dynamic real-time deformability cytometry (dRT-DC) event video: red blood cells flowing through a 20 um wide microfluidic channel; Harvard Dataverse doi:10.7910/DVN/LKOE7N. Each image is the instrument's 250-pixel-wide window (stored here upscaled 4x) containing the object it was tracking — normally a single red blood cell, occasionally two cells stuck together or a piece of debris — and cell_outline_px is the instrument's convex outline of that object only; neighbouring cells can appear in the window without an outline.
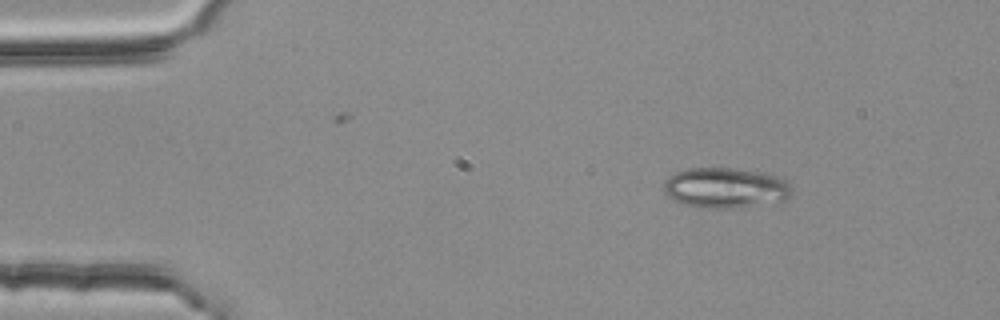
{"species": "common noctule bat (a hibernating species)", "species_latin": "Nyctalus noctula", "temperature_condition": "room temperature", "stored_images_in_passage": 2, "camera_frame_rate_fps": 3000, "um_per_image_px": 0.085, "animal": {"sex": "female", "body_mass_g": 25.1}, "frame": {"image": 1, "passage_image": 2, "time_ms": 0.333, "image_size_px": [1000, 320], "cell_outline_px": [[788, 196], [784, 200], [732, 208], [708, 208], [684, 204], [668, 196], [664, 192], [664, 180], [676, 172], [688, 168], [736, 168], [760, 172], [776, 176], [784, 180], [788, 184]], "centroid_in_image_um": [61.59, 15.95], "position_along_channel_um": 23.4, "area_um2": 29.48}}